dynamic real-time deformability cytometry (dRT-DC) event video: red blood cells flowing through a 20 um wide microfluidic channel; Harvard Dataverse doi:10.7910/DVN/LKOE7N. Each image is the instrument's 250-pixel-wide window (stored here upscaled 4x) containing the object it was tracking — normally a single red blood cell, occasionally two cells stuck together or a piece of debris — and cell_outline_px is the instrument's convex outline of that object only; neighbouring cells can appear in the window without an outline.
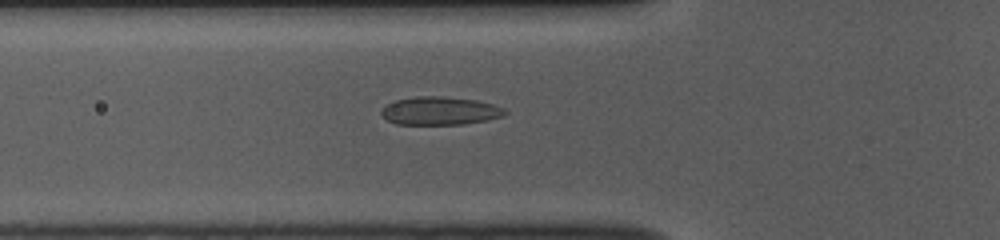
{"species": "common noctule bat (a hibernating species)", "species_latin": "Nyctalus noctula", "temperature_condition": "room temperature", "stored_images_in_passage": 37, "camera_frame_rate_fps": 3000, "um_per_image_px": 0.085, "animal": {"sex": "female", "body_mass_g": 10.0, "forearm_length_mm": 53.1}, "frame": {"image": 1, "passage_image": 2, "time_ms": 0.333, "image_size_px": [1000, 240], "cell_outline_px": [[508, 112], [504, 116], [488, 120], [464, 124], [396, 124], [388, 120], [380, 112], [392, 100], [420, 96], [444, 96], [476, 100], [492, 104], [504, 108]], "centroid_in_image_um": [37.43, 9.42], "position_along_channel_um": 88.4, "area_um2": 20.29}}
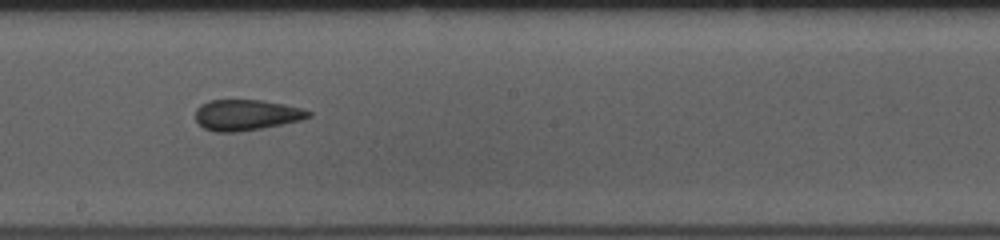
{"frame": {"image": 2, "passage_image": 13, "time_ms": 4.0, "image_size_px": [1000, 240], "cell_outline_px": [[312, 116], [300, 120], [260, 128], [236, 132], [216, 132], [204, 128], [196, 120], [196, 108], [200, 104], [208, 100], [260, 100], [284, 104], [300, 108], [312, 112]], "centroid_in_image_um": [20.91, 9.76], "position_along_channel_um": 227.3, "area_um2": 20.11}}
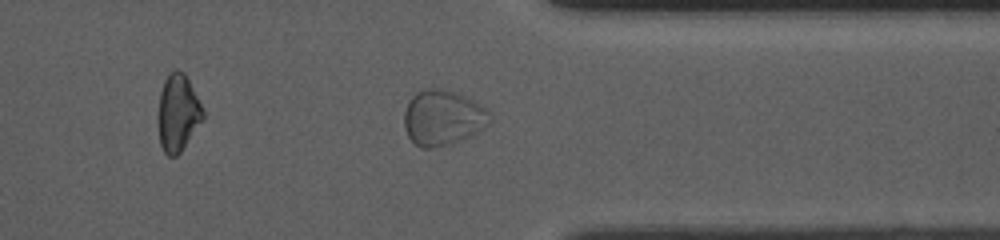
{"frame": {"image": 3, "passage_image": 25, "time_ms": 8.0, "image_size_px": [1000, 240], "cell_outline_px": [[492, 120], [484, 128], [472, 136], [464, 140], [432, 148], [420, 148], [408, 136], [404, 128], [404, 112], [412, 96], [416, 92], [424, 88], [440, 88], [476, 100], [488, 112]], "centroid_in_image_um": [37.64, 10.01], "position_along_channel_um": 373.8, "area_um2": 27.74}}